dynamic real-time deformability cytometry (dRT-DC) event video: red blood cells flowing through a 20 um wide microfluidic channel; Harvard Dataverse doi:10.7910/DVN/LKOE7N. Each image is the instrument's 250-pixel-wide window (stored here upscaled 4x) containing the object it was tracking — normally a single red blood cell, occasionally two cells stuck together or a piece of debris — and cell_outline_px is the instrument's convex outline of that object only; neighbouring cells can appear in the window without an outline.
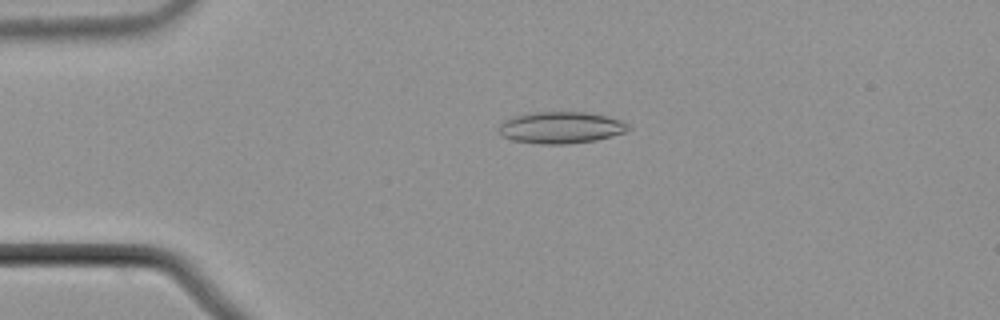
{"species": "common noctule bat (a hibernating species)", "species_latin": "Nyctalus noctula", "temperature_condition": "cold", "stored_images_in_passage": 55, "camera_frame_rate_fps": 3000, "um_per_image_px": 0.085, "animal": {"sex": "male", "body_mass_g": 21.5, "forearm_length_mm": 52.0}, "frame": {"image": 1, "passage_image": 13, "time_ms": 4.0, "image_size_px": [1000, 320], "cell_outline_px": [[632, 128], [624, 132], [612, 136], [596, 140], [568, 144], [540, 144], [512, 140], [500, 136], [496, 132], [500, 124], [504, 120], [516, 116], [532, 112], [584, 112], [604, 116], [620, 120], [628, 124]], "centroid_in_image_um": [47.63, 10.85], "position_along_channel_um": 37.4, "area_um2": 23.99}}
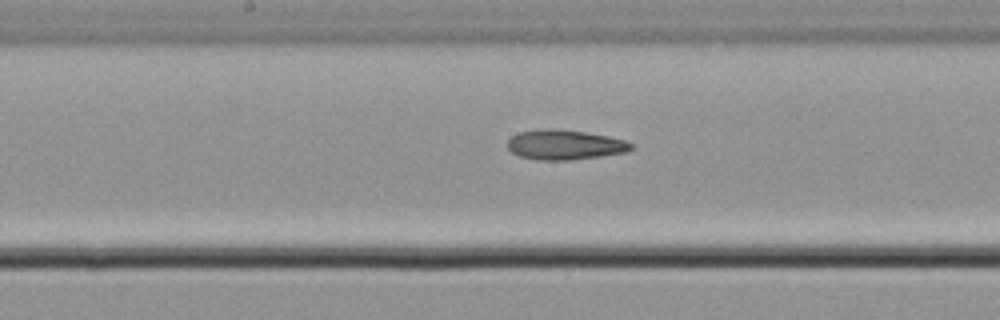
{"frame": {"image": 2, "passage_image": 29, "time_ms": 9.333, "image_size_px": [1000, 320], "cell_outline_px": [[632, 148], [628, 152], [572, 160], [536, 160], [520, 156], [512, 152], [508, 148], [508, 140], [512, 136], [520, 132], [548, 128], [556, 128], [584, 132], [608, 136], [624, 140], [632, 144]], "centroid_in_image_um": [48.0, 12.31], "position_along_channel_um": 200.2, "area_um2": 21.44}}
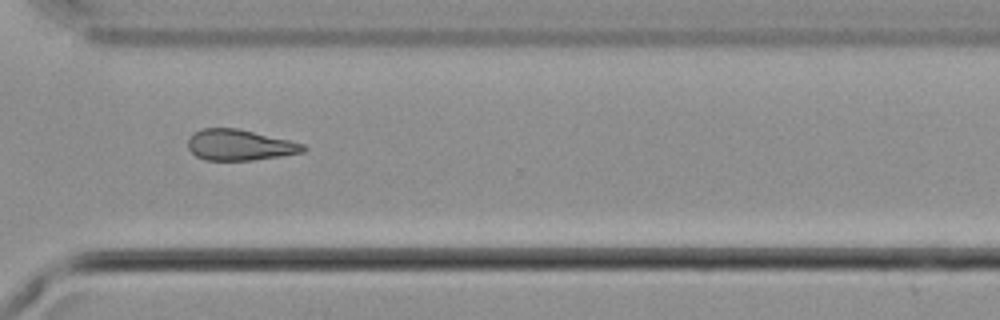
{"frame": {"image": 3, "passage_image": 41, "time_ms": 13.333, "image_size_px": [1000, 320], "cell_outline_px": [[308, 148], [304, 152], [280, 156], [252, 160], [204, 160], [196, 156], [188, 148], [188, 140], [196, 132], [204, 128], [236, 128], [288, 140], [304, 144]], "centroid_in_image_um": [20.38, 12.33], "position_along_channel_um": 350.2, "area_um2": 20.46}}